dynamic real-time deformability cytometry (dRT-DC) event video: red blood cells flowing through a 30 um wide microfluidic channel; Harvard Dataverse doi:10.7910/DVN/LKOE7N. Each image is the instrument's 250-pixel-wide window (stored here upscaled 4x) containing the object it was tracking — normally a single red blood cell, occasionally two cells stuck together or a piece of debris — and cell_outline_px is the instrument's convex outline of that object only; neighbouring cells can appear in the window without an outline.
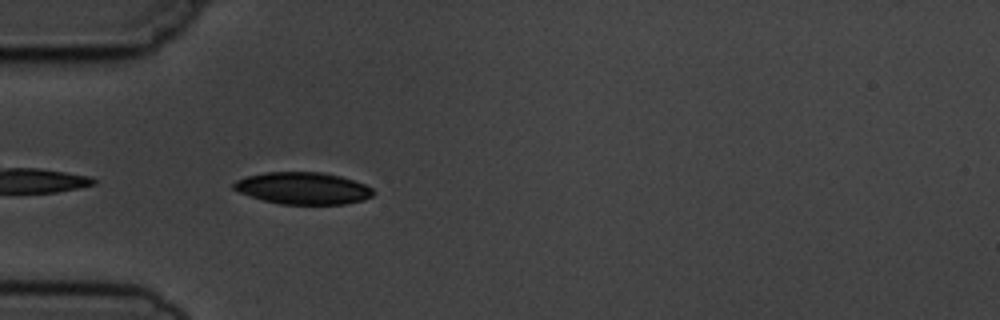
{"species": "common noctule bat (a hibernating species)", "species_latin": "Nyctalus noctula", "temperature_condition": "cold", "stored_images_in_passage": 4, "camera_frame_rate_fps": 3000, "um_per_image_px": 0.085, "animal": {"sex": "male", "body_mass_g": 19.5, "forearm_length_mm": 54.6}, "frame": {"image": 1, "passage_image": 4, "time_ms": 3.667, "image_size_px": [1000, 320], "cell_outline_px": [[376, 192], [372, 196], [364, 200], [344, 204], [280, 204], [264, 200], [240, 192], [232, 188], [232, 184], [236, 180], [244, 176], [264, 172], [320, 172], [340, 176], [364, 184], [372, 188]], "centroid_in_image_um": [25.75, 15.99], "position_along_channel_um": 59.3, "area_um2": 26.01}}